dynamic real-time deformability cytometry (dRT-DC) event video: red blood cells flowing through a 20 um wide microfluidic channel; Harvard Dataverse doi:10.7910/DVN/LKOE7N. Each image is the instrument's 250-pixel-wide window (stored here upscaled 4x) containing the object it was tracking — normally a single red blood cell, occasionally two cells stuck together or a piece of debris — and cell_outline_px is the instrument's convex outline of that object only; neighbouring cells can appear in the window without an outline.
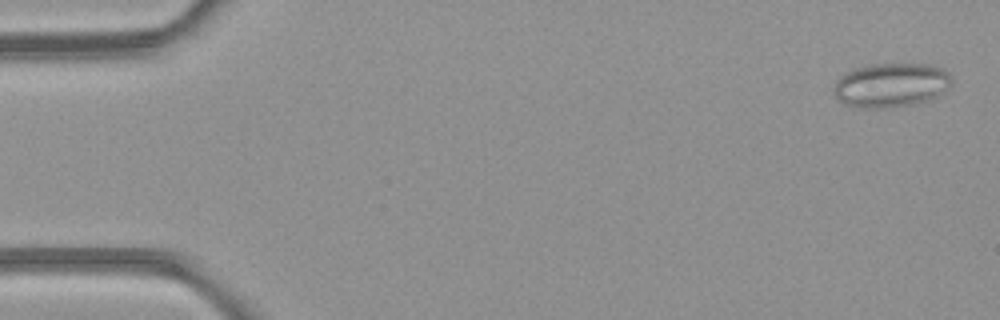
{"species": "common noctule bat (a hibernating species)", "species_latin": "Nyctalus noctula", "temperature_condition": "room temperature", "stored_images_in_passage": 5, "camera_frame_rate_fps": 3000, "um_per_image_px": 0.085, "animal": {"sex": "female", "body_mass_g": 21.9}, "frame": {"image": 1, "passage_image": 1, "time_ms": 0.0, "image_size_px": [1000, 320], "cell_outline_px": [[952, 80], [944, 92], [932, 100], [912, 104], [888, 108], [852, 108], [844, 104], [836, 96], [832, 88], [836, 80], [840, 76], [856, 68], [872, 64], [928, 64], [940, 68], [948, 72], [952, 76]], "centroid_in_image_um": [75.73, 7.25], "position_along_channel_um": 9.3, "area_um2": 30.63}}